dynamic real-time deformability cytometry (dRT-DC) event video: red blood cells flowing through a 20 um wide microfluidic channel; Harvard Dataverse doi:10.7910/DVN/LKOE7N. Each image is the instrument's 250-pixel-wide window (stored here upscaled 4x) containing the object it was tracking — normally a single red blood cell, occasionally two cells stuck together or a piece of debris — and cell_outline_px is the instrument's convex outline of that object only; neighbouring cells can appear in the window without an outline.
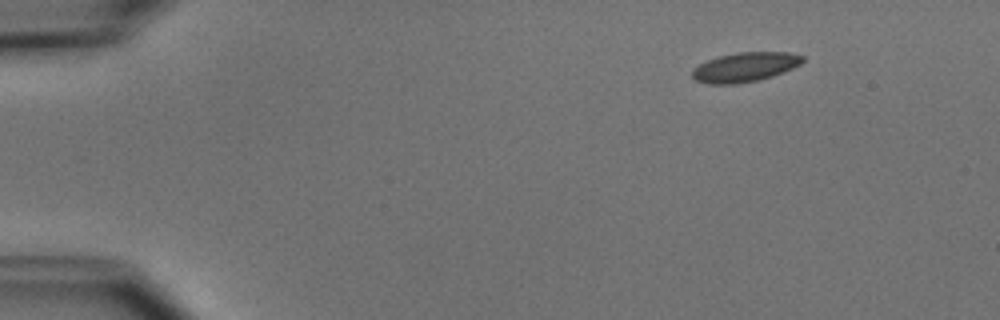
{"species": "common noctule bat (a hibernating species)", "species_latin": "Nyctalus noctula", "temperature_condition": "cold", "stored_images_in_passage": 3, "camera_frame_rate_fps": 3000, "um_per_image_px": 0.085, "animal": {"sex": "male", "body_mass_g": 15.6}, "frame": {"image": 1, "passage_image": 1, "time_ms": 0.0, "image_size_px": [1000, 320], "cell_outline_px": [[804, 60], [800, 64], [784, 72], [772, 76], [756, 80], [736, 84], [708, 84], [696, 80], [692, 76], [692, 68], [708, 60], [720, 56], [740, 52], [788, 52], [804, 56]], "centroid_in_image_um": [63.32, 5.7], "position_along_channel_um": 21.7, "area_um2": 18.79}}